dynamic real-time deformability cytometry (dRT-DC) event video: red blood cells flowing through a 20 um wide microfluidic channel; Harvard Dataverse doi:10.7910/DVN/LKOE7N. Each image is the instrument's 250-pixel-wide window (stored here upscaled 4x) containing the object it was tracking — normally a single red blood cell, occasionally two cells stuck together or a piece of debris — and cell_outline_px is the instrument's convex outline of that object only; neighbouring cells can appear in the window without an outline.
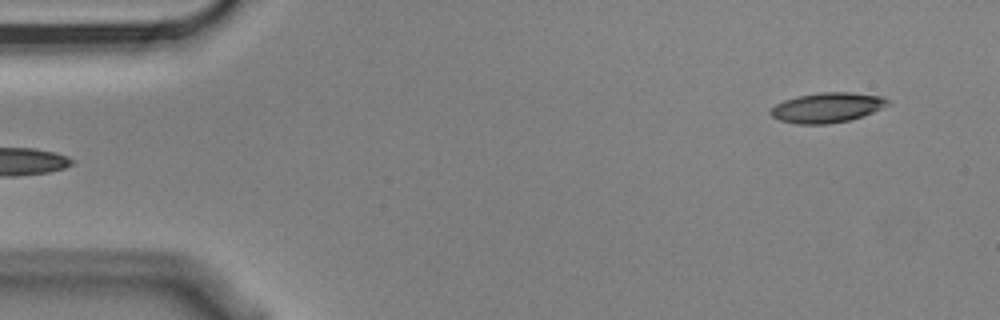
{"species": "Egyptian fruit bat (a non-hibernating species)", "species_latin": "Rousettus aegyptiacus", "temperature_condition": "cold", "stored_images_in_passage": 6, "camera_frame_rate_fps": 3000, "um_per_image_px": 0.085, "animal": {"sex": "male"}, "frame": {"image": 1, "passage_image": 6, "time_ms": 1.667, "image_size_px": [1000, 320], "cell_outline_px": [[892, 104], [872, 112], [848, 120], [828, 124], [796, 124], [780, 120], [772, 116], [768, 112], [776, 104], [784, 100], [796, 96], [820, 92], [852, 92], [884, 96]], "centroid_in_image_um": [70.31, 9.13], "position_along_channel_um": 14.7, "area_um2": 20.52}}